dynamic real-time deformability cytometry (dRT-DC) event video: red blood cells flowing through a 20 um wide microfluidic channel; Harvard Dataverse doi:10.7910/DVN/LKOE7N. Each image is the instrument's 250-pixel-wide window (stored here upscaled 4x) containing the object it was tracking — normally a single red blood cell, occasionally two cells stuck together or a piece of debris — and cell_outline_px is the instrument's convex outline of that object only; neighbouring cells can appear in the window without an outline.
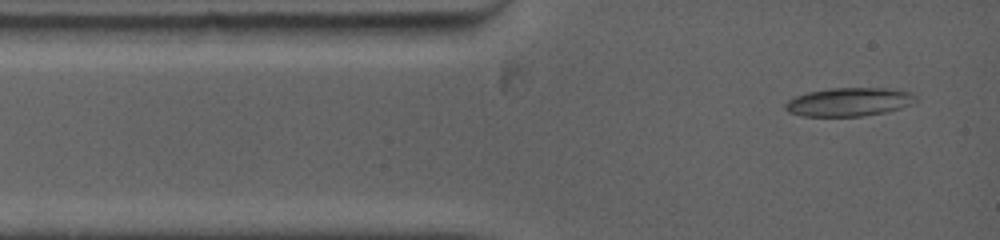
{"species": "common noctule bat (a hibernating species)", "species_latin": "Nyctalus noctula", "temperature_condition": "warm", "stored_images_in_passage": 5, "camera_frame_rate_fps": 5000, "um_per_image_px": 0.085, "animal": {"sex": "female", "body_mass_g": 19.0, "forearm_length_mm": 53.3}, "frame": {"image": 1, "passage_image": 1, "time_ms": 0.0, "image_size_px": [1000, 240], "cell_outline_px": [[916, 100], [900, 108], [888, 112], [860, 116], [804, 116], [788, 112], [784, 108], [784, 104], [788, 100], [796, 96], [808, 92], [832, 88], [888, 88], [912, 92], [916, 96]], "centroid_in_image_um": [72.15, 8.66], "position_along_channel_um": 12.8, "area_um2": 21.62}}
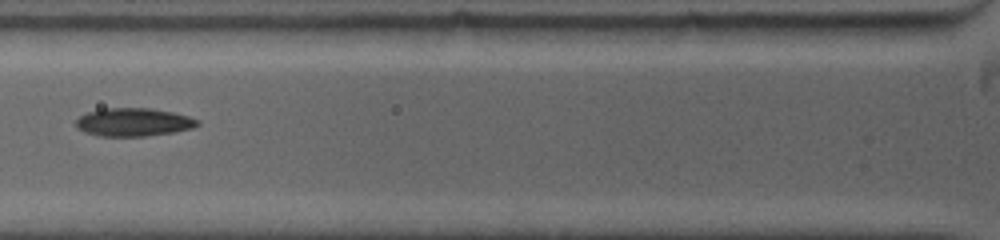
{"frame": {"image": 2, "passage_image": 4, "time_ms": 3.4, "image_size_px": [1000, 240], "cell_outline_px": [[200, 124], [192, 128], [172, 132], [144, 136], [100, 136], [84, 132], [76, 128], [76, 120], [80, 116], [88, 112], [104, 108], [152, 108], [172, 112], [188, 116], [200, 120]], "centroid_in_image_um": [11.34, 10.38], "position_along_channel_um": 114.5, "area_um2": 19.94}}
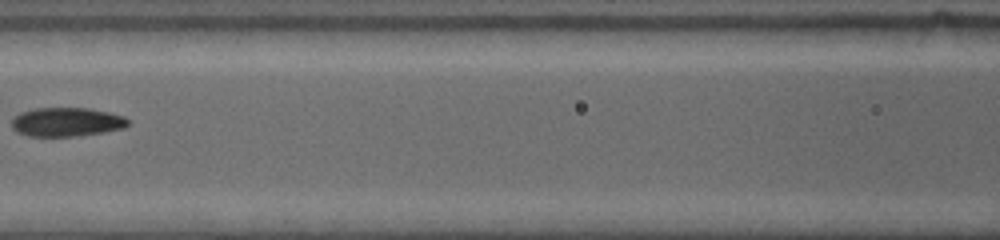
{"frame": {"image": 3, "passage_image": 5, "time_ms": 4.6, "image_size_px": [1000, 240], "cell_outline_px": [[128, 124], [124, 128], [104, 132], [76, 136], [28, 136], [16, 132], [12, 128], [12, 120], [20, 112], [32, 108], [88, 108], [108, 112], [124, 116], [128, 120]], "centroid_in_image_um": [5.64, 10.37], "position_along_channel_um": 161.0, "area_um2": 19.65}}